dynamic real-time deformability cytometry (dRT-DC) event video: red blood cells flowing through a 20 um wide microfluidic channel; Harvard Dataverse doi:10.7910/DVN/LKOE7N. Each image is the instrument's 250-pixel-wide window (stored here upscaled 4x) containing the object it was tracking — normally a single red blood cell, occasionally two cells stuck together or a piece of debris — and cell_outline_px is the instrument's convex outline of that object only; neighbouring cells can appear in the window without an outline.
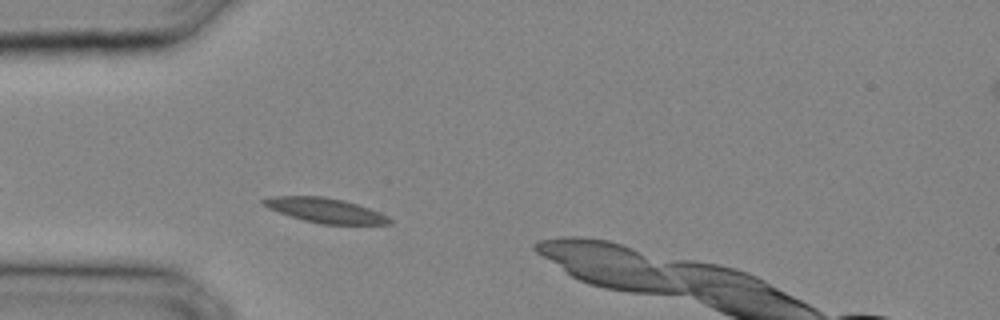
{"species": "common noctule bat (a hibernating species)", "species_latin": "Nyctalus noctula", "temperature_condition": "cold", "stored_images_in_passage": 7, "camera_frame_rate_fps": 3000, "um_per_image_px": 0.085, "animal": {"sex": "male", "body_mass_g": 20.4}, "frame": {"image": 1, "passage_image": 4, "time_ms": 1.0, "image_size_px": [1000, 320], "cell_outline_px": [[392, 224], [320, 224], [304, 220], [268, 208], [260, 204], [260, 200], [272, 196], [324, 196], [344, 200], [380, 212], [388, 216], [392, 220]], "centroid_in_image_um": [27.64, 17.87], "position_along_channel_um": 57.4, "area_um2": 18.09}}
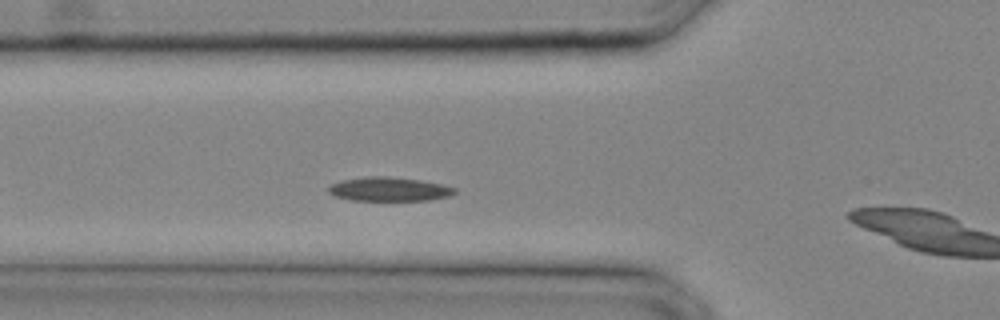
{"frame": {"image": 2, "passage_image": 6, "time_ms": 1.667, "image_size_px": [1000, 320], "cell_outline_px": [[456, 192], [448, 196], [428, 200], [352, 200], [336, 196], [328, 192], [328, 188], [332, 184], [340, 180], [368, 176], [388, 176], [420, 180], [440, 184], [456, 188]], "centroid_in_image_um": [33.05, 16.07], "position_along_channel_um": 92.7, "area_um2": 17.46}}